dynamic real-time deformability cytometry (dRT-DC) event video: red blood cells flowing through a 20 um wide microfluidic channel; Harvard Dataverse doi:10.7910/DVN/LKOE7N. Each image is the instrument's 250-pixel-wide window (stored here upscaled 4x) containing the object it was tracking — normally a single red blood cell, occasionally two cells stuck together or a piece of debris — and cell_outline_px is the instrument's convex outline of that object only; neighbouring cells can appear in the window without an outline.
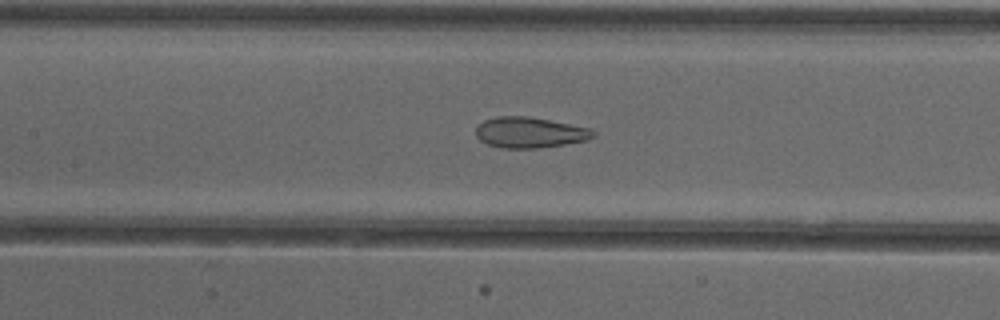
{"species": "common noctule bat (a hibernating species)", "species_latin": "Nyctalus noctula", "temperature_condition": "cold", "stored_images_in_passage": 47, "camera_frame_rate_fps": 3000, "um_per_image_px": 0.085, "animal": {"sex": "female"}, "frame": {"image": 1, "passage_image": 25, "time_ms": 8.0, "image_size_px": [1000, 320], "cell_outline_px": [[596, 136], [588, 140], [564, 144], [536, 148], [504, 148], [488, 144], [480, 140], [476, 136], [476, 128], [484, 120], [496, 116], [528, 116], [592, 128], [596, 132]], "centroid_in_image_um": [45.06, 11.25], "position_along_channel_um": 162.3, "area_um2": 21.04}}
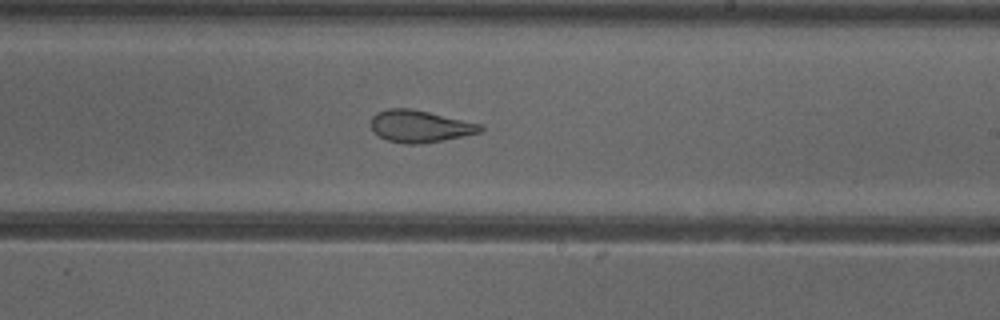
{"frame": {"image": 2, "passage_image": 32, "time_ms": 10.333, "image_size_px": [1000, 320], "cell_outline_px": [[484, 128], [480, 132], [444, 140], [420, 144], [404, 144], [388, 140], [372, 132], [372, 116], [376, 112], [388, 108], [412, 108], [480, 124]], "centroid_in_image_um": [35.65, 10.73], "position_along_channel_um": 253.3, "area_um2": 20.35}}
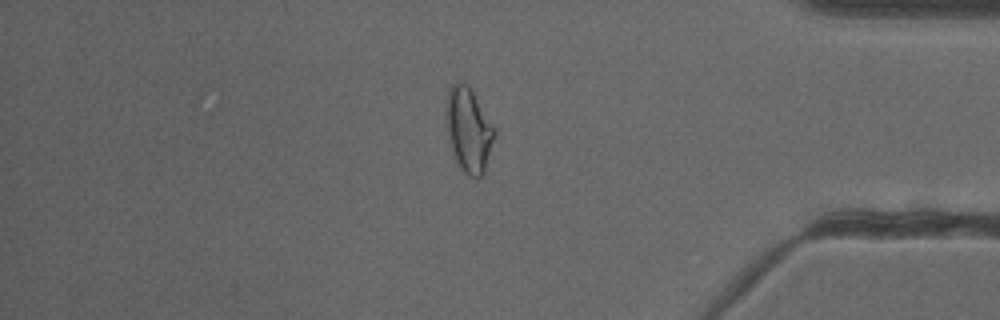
{"frame": {"image": 3, "passage_image": 45, "time_ms": 14.667, "image_size_px": [1000, 320], "cell_outline_px": [[496, 136], [484, 172], [476, 180], [468, 176], [456, 164], [452, 152], [448, 136], [448, 88], [456, 80], [460, 80], [468, 84], [496, 128]], "centroid_in_image_um": [39.87, 11.06], "position_along_channel_um": 395.3, "area_um2": 23.93}}